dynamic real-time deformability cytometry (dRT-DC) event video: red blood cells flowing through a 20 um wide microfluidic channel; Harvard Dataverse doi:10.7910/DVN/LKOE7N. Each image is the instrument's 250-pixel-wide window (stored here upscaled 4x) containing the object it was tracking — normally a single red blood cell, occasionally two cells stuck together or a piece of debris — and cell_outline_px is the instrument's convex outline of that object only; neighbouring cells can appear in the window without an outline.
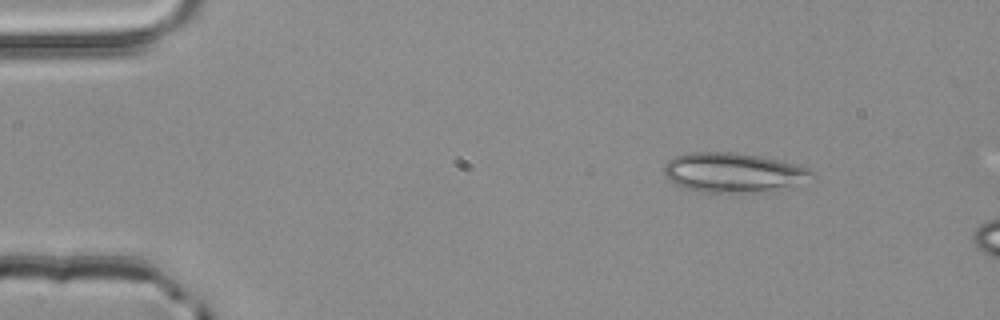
{"species": "common noctule bat (a hibernating species)", "species_latin": "Nyctalus noctula", "temperature_condition": "room temperature", "stored_images_in_passage": 2, "camera_frame_rate_fps": 3000, "um_per_image_px": 0.085, "animal": {"sex": "male", "body_mass_g": 20.4}, "frame": {"image": 1, "passage_image": 1, "time_ms": 0.0, "image_size_px": [1000, 320], "cell_outline_px": [[816, 176], [788, 184], [748, 192], [700, 192], [684, 188], [672, 184], [664, 176], [664, 164], [668, 160], [676, 156], [692, 152], [732, 152], [760, 156], [808, 168]], "centroid_in_image_um": [62.13, 14.64], "position_along_channel_um": 22.9, "area_um2": 33.0}}